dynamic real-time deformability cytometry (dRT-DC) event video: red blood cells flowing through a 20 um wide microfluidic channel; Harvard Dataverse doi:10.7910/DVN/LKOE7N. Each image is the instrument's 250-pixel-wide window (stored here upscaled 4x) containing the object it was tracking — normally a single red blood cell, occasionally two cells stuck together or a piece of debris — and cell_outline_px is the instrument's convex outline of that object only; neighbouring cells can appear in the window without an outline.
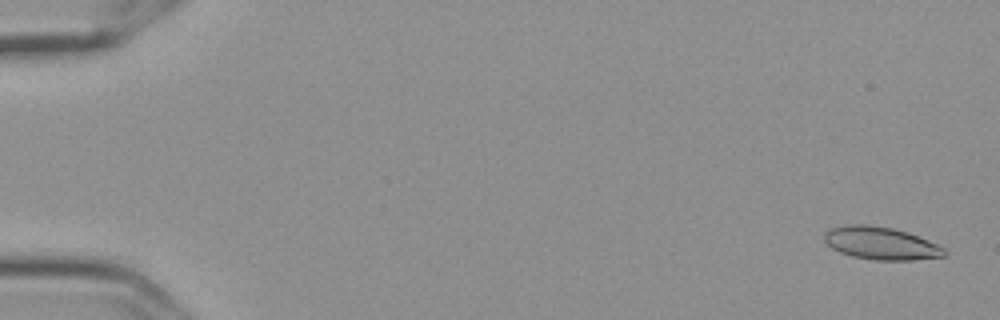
{"species": "Egyptian fruit bat (a non-hibernating species)", "species_latin": "Rousettus aegyptiacus", "temperature_condition": "cold", "stored_images_in_passage": 7, "camera_frame_rate_fps": 3000, "um_per_image_px": 0.085, "frame": {"image": 1, "passage_image": 1, "time_ms": 0.0, "image_size_px": [1000, 320], "cell_outline_px": [[948, 252], [944, 256], [912, 260], [876, 260], [852, 256], [840, 252], [832, 248], [824, 240], [824, 232], [828, 228], [844, 224], [868, 224], [892, 228], [908, 232], [928, 240], [944, 248]], "centroid_in_image_um": [74.85, 20.66], "position_along_channel_um": 10.2, "area_um2": 23.0}}
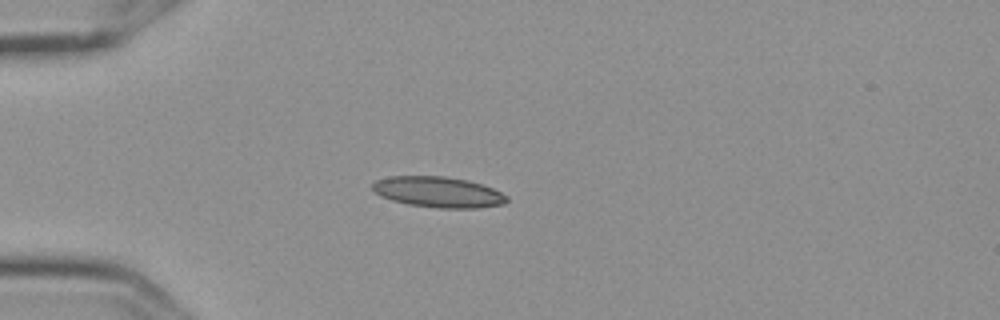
{"frame": {"image": 2, "passage_image": 5, "time_ms": 1.333, "image_size_px": [1000, 320], "cell_outline_px": [[508, 200], [504, 204], [476, 208], [440, 208], [408, 204], [392, 200], [380, 196], [372, 188], [372, 184], [376, 180], [388, 176], [444, 176], [468, 180], [492, 188], [508, 196]], "centroid_in_image_um": [37.24, 16.32], "position_along_channel_um": 47.8, "area_um2": 23.99}}
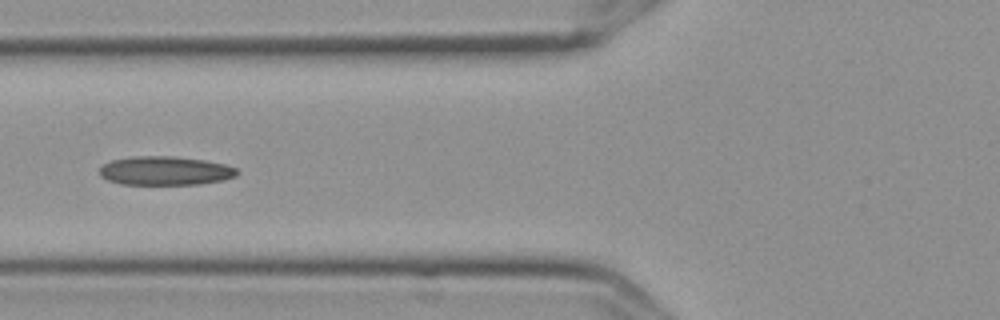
{"frame": {"image": 3, "passage_image": 7, "time_ms": 2.0, "image_size_px": [1000, 320], "cell_outline_px": [[240, 172], [236, 176], [224, 180], [200, 184], [120, 184], [108, 180], [100, 176], [100, 168], [104, 164], [112, 160], [132, 156], [172, 156], [204, 160], [224, 164], [236, 168]], "centroid_in_image_um": [14.05, 14.51], "position_along_channel_um": 111.7, "area_um2": 23.12}}